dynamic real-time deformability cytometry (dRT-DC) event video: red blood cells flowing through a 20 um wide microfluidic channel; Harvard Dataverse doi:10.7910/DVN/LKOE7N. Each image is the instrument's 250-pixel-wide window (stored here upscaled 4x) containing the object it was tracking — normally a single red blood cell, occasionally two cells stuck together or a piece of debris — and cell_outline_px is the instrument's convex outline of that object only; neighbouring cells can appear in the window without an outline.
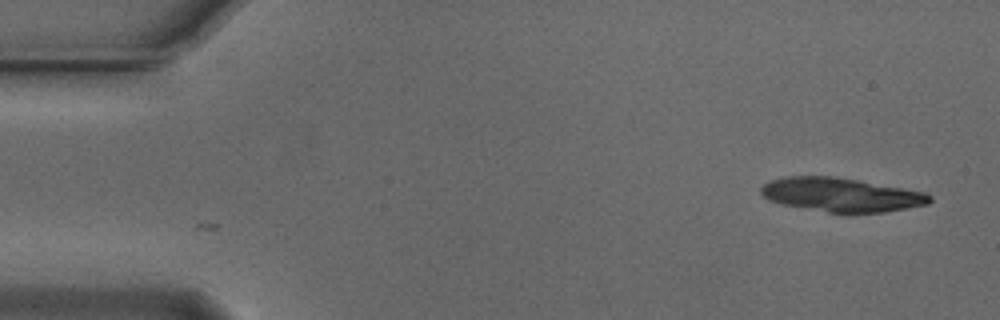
{"species": "Egyptian fruit bat (a non-hibernating species)", "species_latin": "Rousettus aegyptiacus", "temperature_condition": "cold", "stored_images_in_passage": 13, "camera_frame_rate_fps": 3000, "um_per_image_px": 0.085, "animal": {"sex": "male"}, "frame": {"image": 1, "passage_image": 1, "time_ms": 0.0, "image_size_px": [1000, 320], "cell_outline_px": [[932, 200], [928, 204], [884, 212], [828, 212], [780, 204], [768, 200], [760, 192], [760, 188], [768, 180], [788, 176], [836, 176], [928, 192], [932, 196]], "centroid_in_image_um": [71.5, 16.54], "position_along_channel_um": 13.5, "area_um2": 33.41}}